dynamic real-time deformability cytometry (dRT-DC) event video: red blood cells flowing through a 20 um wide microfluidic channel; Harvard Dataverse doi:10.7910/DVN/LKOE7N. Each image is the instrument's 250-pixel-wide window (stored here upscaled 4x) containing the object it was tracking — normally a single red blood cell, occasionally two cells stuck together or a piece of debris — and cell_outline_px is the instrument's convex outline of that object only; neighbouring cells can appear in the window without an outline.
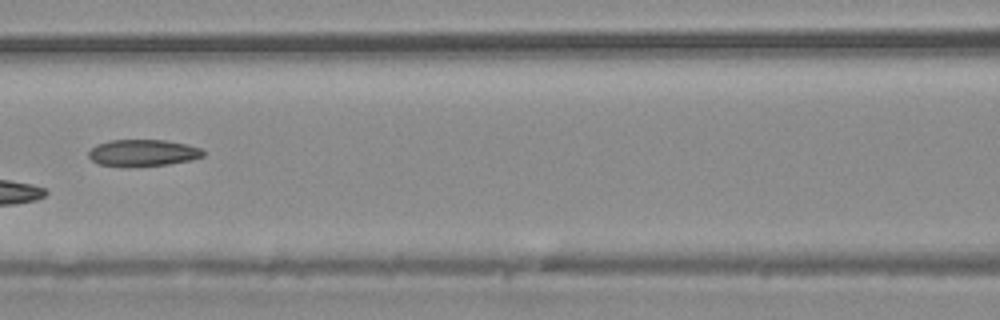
{"species": "common noctule bat (a hibernating species)", "species_latin": "Nyctalus noctula", "temperature_condition": "warm", "stored_images_in_passage": 5, "camera_frame_rate_fps": 3000, "um_per_image_px": 0.085, "animal": {"sex": "male", "body_mass_g": 20.4}, "frame": {"image": 1, "passage_image": 5, "time_ms": 5.667, "image_size_px": [1000, 320], "cell_outline_px": [[204, 156], [192, 160], [168, 164], [100, 164], [92, 160], [88, 156], [88, 152], [96, 144], [112, 140], [164, 140], [184, 144], [200, 148], [204, 152]], "centroid_in_image_um": [12.17, 12.95], "position_along_channel_um": 154.4, "area_um2": 16.99}}